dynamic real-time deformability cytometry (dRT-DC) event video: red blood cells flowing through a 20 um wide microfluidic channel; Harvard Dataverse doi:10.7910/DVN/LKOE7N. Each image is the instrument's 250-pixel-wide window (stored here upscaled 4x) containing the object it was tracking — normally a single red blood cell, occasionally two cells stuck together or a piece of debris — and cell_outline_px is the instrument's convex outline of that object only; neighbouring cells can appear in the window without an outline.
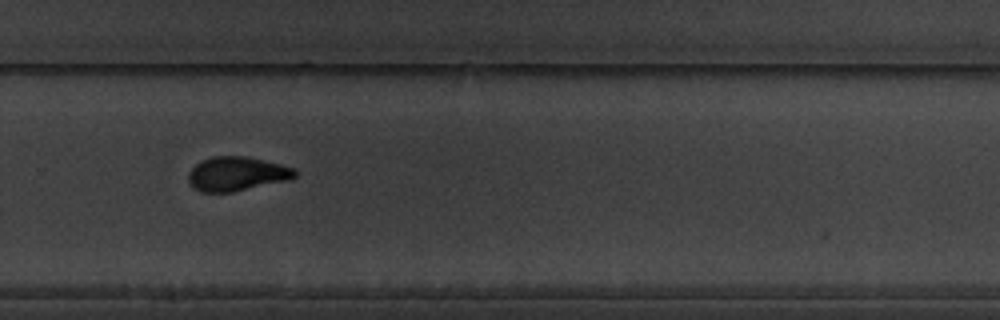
{"species": "common noctule bat (a hibernating species)", "species_latin": "Nyctalus noctula", "temperature_condition": "warm", "stored_images_in_passage": 10, "camera_frame_rate_fps": 3000, "um_per_image_px": 0.085, "animal": {"sex": "male", "body_mass_g": 19.5, "forearm_length_mm": 54.6}, "frame": {"image": 1, "passage_image": 7, "time_ms": 7.0, "image_size_px": [1000, 320], "cell_outline_px": [[296, 176], [292, 180], [232, 192], [200, 192], [188, 180], [188, 172], [200, 160], [212, 156], [248, 156], [296, 168]], "centroid_in_image_um": [20.16, 14.77], "position_along_channel_um": 309.6, "area_um2": 21.44}}